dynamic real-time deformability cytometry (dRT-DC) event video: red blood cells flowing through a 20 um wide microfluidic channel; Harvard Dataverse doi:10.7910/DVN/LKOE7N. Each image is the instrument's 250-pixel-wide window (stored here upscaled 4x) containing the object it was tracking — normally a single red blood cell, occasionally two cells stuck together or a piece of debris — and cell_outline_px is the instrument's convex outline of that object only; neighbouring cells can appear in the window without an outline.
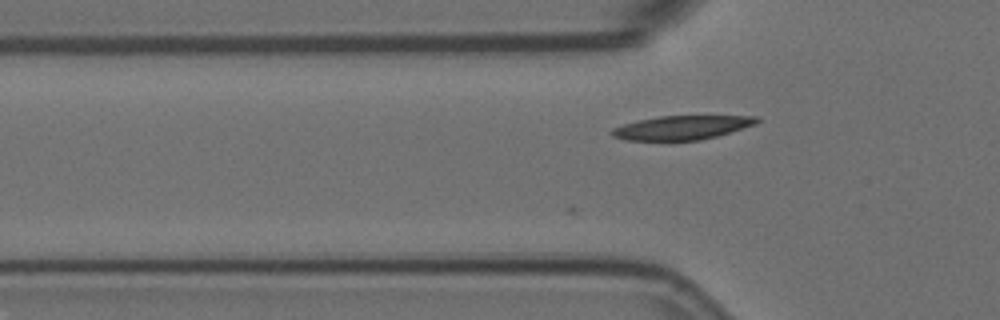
{"species": "Egyptian fruit bat (a non-hibernating species)", "species_latin": "Rousettus aegyptiacus", "temperature_condition": "room temperature", "stored_images_in_passage": 31, "camera_frame_rate_fps": 3000, "um_per_image_px": 0.085, "animal": {"sex": "female"}, "frame": {"image": 1, "passage_image": 3, "time_ms": 0.667, "image_size_px": [1000, 320], "cell_outline_px": [[760, 120], [756, 124], [716, 136], [700, 140], [672, 144], [668, 144], [624, 140], [612, 136], [608, 132], [612, 128], [636, 120], [660, 116], [760, 116]], "centroid_in_image_um": [57.85, 10.9], "position_along_channel_um": 68.0, "area_um2": 21.39}}
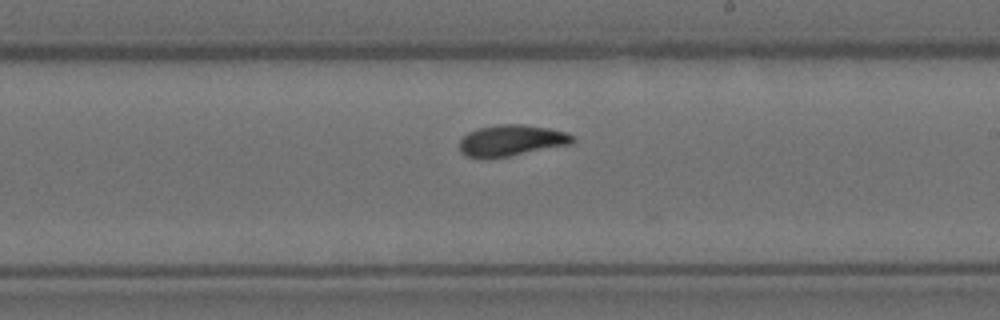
{"frame": {"image": 2, "passage_image": 18, "time_ms": 5.667, "image_size_px": [1000, 320], "cell_outline_px": [[576, 140], [572, 144], [508, 156], [484, 160], [480, 160], [468, 156], [460, 152], [460, 140], [468, 132], [476, 128], [496, 124], [524, 124], [548, 128], [568, 132]], "centroid_in_image_um": [43.44, 11.94], "position_along_channel_um": 245.6, "area_um2": 20.92}}
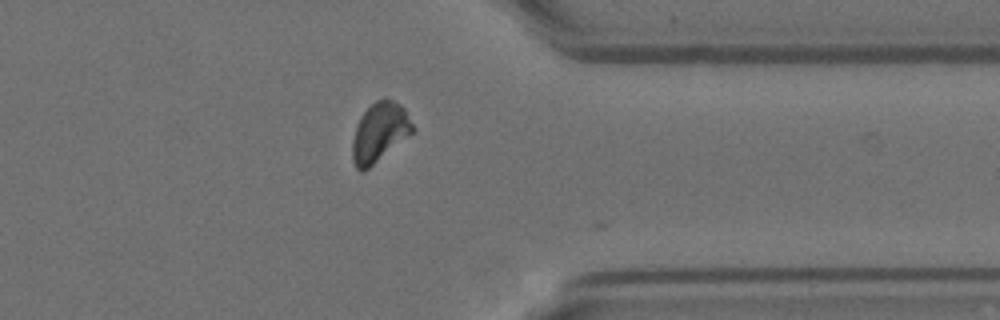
{"frame": {"image": 3, "passage_image": 30, "time_ms": 9.667, "image_size_px": [1000, 320], "cell_outline_px": [[416, 132], [364, 172], [360, 172], [356, 168], [352, 160], [352, 140], [356, 124], [360, 116], [376, 100], [384, 96], [400, 104], [404, 108], [416, 128]], "centroid_in_image_um": [32.29, 11.26], "position_along_channel_um": 379.1, "area_um2": 21.44}, "authors_computed_cell_mechanics": {"area_um2": 20.519, "velocity_mm_per_s": 3.5457, "shape_relaxation_time_tau1_ms": 5.5249, "shape_relaxation_time_tau2_ms": 1.4384, "deformation_change_tau1": 0.157, "deformation_change_tau2": 0.06}}